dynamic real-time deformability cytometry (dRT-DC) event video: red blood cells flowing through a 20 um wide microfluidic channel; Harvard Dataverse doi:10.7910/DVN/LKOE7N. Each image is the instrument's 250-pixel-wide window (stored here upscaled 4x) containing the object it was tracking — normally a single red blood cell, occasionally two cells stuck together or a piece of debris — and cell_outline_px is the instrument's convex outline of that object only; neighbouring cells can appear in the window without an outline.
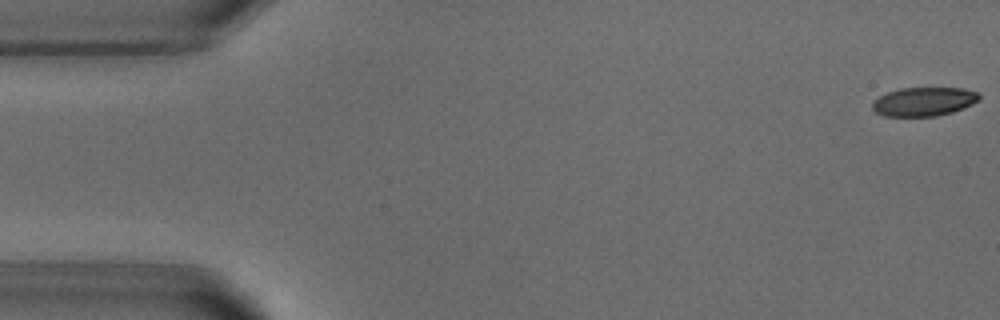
{"species": "common noctule bat (a hibernating species)", "species_latin": "Nyctalus noctula", "temperature_condition": "warm", "stored_images_in_passage": 52, "camera_frame_rate_fps": 3000, "um_per_image_px": 0.085, "animal": {"sex": "male", "body_mass_g": 18.8}, "frame": {"image": 1, "passage_image": 1, "time_ms": 0.0, "image_size_px": [1000, 320], "cell_outline_px": [[980, 100], [964, 108], [952, 112], [936, 116], [884, 116], [876, 112], [872, 108], [872, 100], [888, 92], [900, 88], [964, 88], [976, 92], [980, 96]], "centroid_in_image_um": [78.52, 8.63], "position_along_channel_um": 6.5, "area_um2": 17.98}}
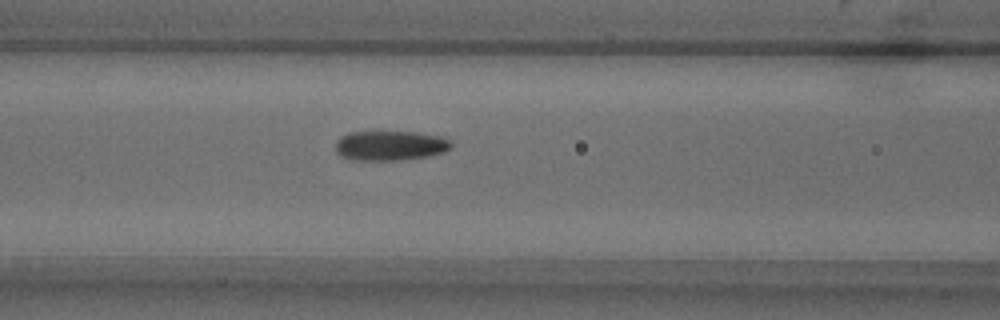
{"frame": {"image": 2, "passage_image": 21, "time_ms": 6.667, "image_size_px": [1000, 320], "cell_outline_px": [[452, 148], [444, 152], [428, 156], [392, 160], [352, 160], [340, 156], [336, 152], [336, 140], [340, 136], [348, 132], [416, 132], [440, 136], [452, 140]], "centroid_in_image_um": [33.16, 12.37], "position_along_channel_um": 133.4, "area_um2": 20.17}}
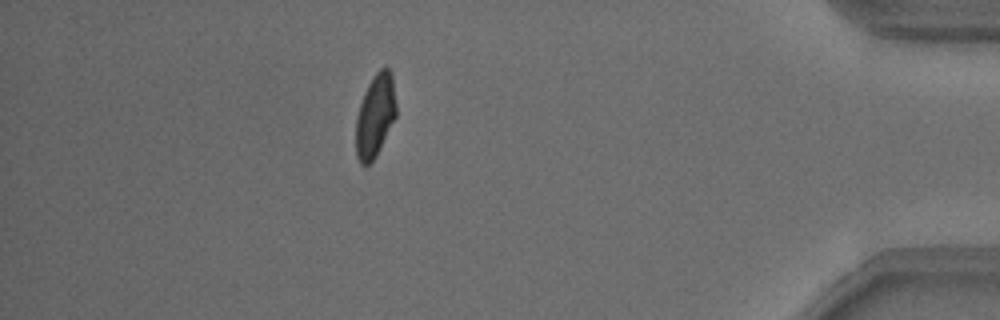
{"frame": {"image": 3, "passage_image": 46, "time_ms": 15.0, "image_size_px": [1000, 320], "cell_outline_px": [[396, 116], [376, 156], [368, 164], [360, 164], [356, 156], [356, 116], [364, 92], [372, 76], [380, 68], [388, 68], [392, 72], [396, 104]], "centroid_in_image_um": [31.89, 9.81], "position_along_channel_um": 403.3, "area_um2": 19.48}, "authors_computed_cell_mechanics": {"area_um2": 19.8254, "velocity_mm_per_s": 3.8333, "shape_relaxation_time_tau1_ms": 2.4273, "shape_relaxation_time_tau2_ms": 1.2039, "deformation_change_tau1": 0.1471, "deformation_change_tau2": 0.0806}}